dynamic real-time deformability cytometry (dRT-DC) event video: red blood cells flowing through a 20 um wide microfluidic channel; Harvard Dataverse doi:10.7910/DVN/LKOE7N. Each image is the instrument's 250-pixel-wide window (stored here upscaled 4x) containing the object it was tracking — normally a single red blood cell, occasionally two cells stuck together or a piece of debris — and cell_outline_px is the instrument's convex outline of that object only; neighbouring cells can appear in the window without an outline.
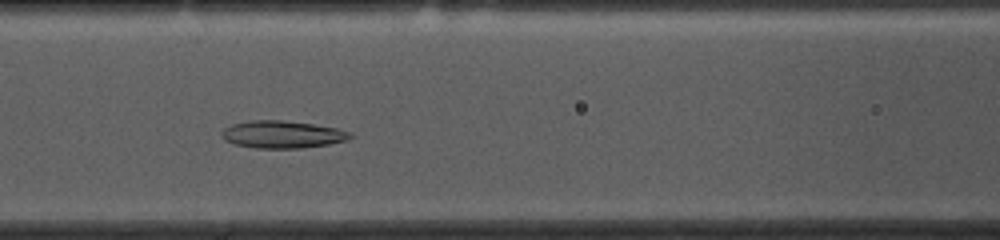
{"species": "common noctule bat (a hibernating species)", "species_latin": "Nyctalus noctula", "temperature_condition": "cold", "stored_images_in_passage": 47, "camera_frame_rate_fps": 3000, "um_per_image_px": 0.085, "animal": {"sex": "female", "body_mass_g": 10.0, "forearm_length_mm": 53.1}, "frame": {"image": 1, "passage_image": 20, "time_ms": 6.333, "image_size_px": [1000, 240], "cell_outline_px": [[352, 136], [344, 140], [328, 144], [300, 148], [256, 148], [236, 144], [224, 140], [220, 132], [224, 128], [232, 124], [252, 120], [280, 120], [312, 124], [336, 128], [352, 132]], "centroid_in_image_um": [23.96, 11.42], "position_along_channel_um": 142.6, "area_um2": 20.29}}
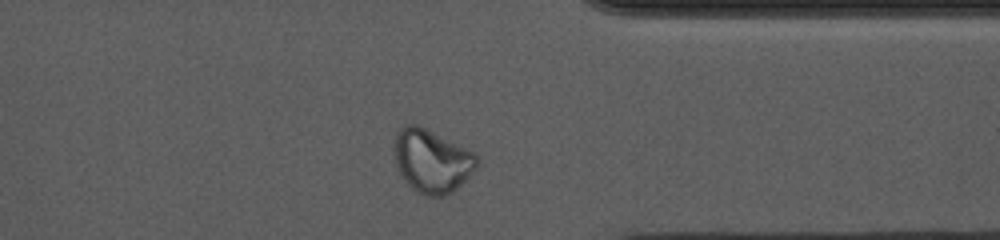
{"frame": {"image": 2, "passage_image": 40, "time_ms": 13.0, "image_size_px": [1000, 240], "cell_outline_px": [[480, 164], [452, 192], [444, 196], [424, 196], [416, 192], [400, 176], [396, 168], [396, 132], [404, 124], [416, 124], [476, 152], [480, 160]], "centroid_in_image_um": [36.73, 13.69], "position_along_channel_um": 374.7, "area_um2": 30.52}}
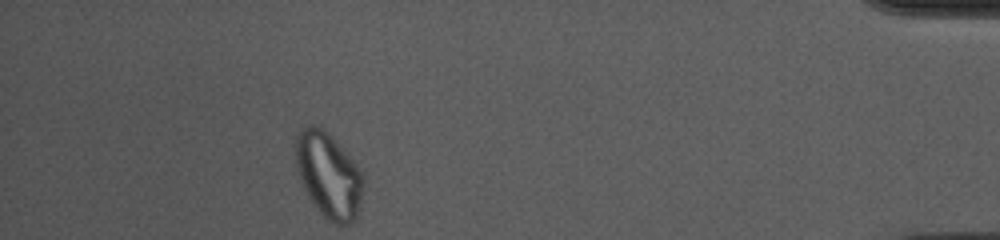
{"frame": {"image": 3, "passage_image": 47, "time_ms": 15.333, "image_size_px": [1000, 240], "cell_outline_px": [[364, 184], [360, 208], [356, 220], [352, 224], [332, 224], [320, 212], [304, 188], [300, 180], [296, 168], [296, 132], [300, 128], [312, 124], [316, 124], [324, 128], [328, 132], [356, 164], [364, 176]], "centroid_in_image_um": [27.94, 14.88], "position_along_channel_um": 407.3, "area_um2": 33.93}, "authors_computed_cell_mechanics": {"area_um2": 24.3916, "velocity_mm_per_s": 3.5919, "shape_relaxation_time_tau1_ms": null, "shape_relaxation_time_tau2_ms": 2.869, "deformation_change_tau1": null, "deformation_change_tau2": 0.1001}}